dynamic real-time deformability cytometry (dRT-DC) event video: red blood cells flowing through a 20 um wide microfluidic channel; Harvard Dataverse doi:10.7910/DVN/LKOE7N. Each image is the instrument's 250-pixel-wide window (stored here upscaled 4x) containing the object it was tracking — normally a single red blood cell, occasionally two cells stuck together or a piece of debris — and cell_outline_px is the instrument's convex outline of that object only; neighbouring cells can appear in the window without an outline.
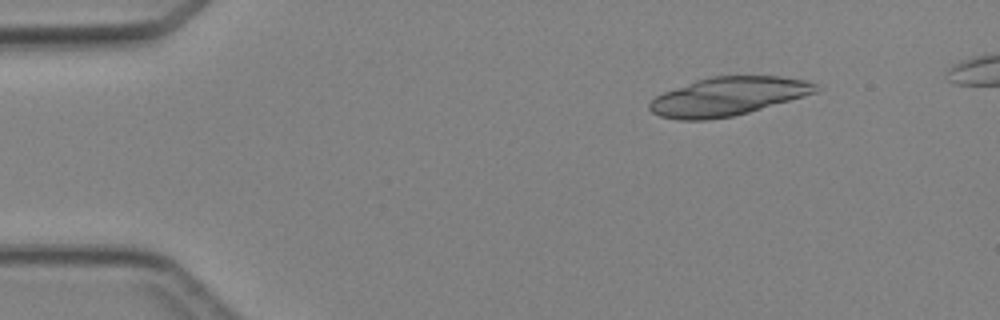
{"species": "Egyptian fruit bat (a non-hibernating species)", "species_latin": "Rousettus aegyptiacus", "temperature_condition": "cold", "stored_images_in_passage": 5, "camera_frame_rate_fps": 3000, "um_per_image_px": 0.085, "animal": {"sex": "female"}, "frame": {"image": 1, "passage_image": 2, "time_ms": 1.333, "image_size_px": [1000, 320], "cell_outline_px": [[816, 92], [804, 96], [748, 112], [732, 116], [708, 120], [676, 120], [660, 116], [652, 112], [648, 108], [648, 104], [656, 96], [664, 92], [696, 80], [712, 76], [780, 76], [804, 80], [816, 84]], "centroid_in_image_um": [61.83, 8.2], "position_along_channel_um": 23.2, "area_um2": 36.93}}